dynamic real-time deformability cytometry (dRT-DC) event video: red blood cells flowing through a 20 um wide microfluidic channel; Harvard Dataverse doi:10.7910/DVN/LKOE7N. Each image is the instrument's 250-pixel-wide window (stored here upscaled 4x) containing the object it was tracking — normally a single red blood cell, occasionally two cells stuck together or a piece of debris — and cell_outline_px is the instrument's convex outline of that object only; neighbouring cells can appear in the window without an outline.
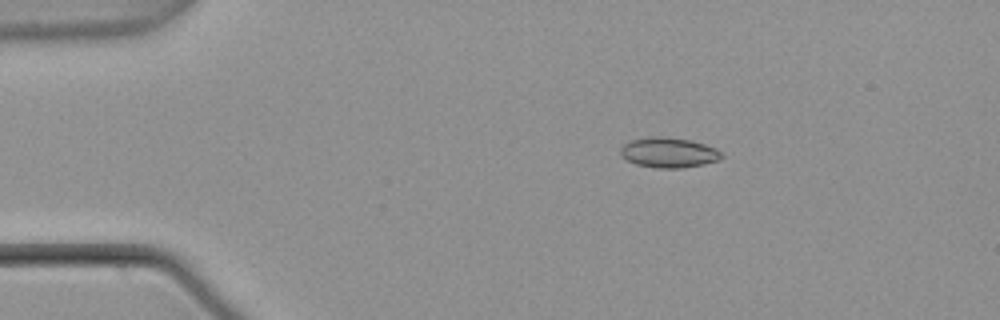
{"species": "common noctule bat (a hibernating species)", "species_latin": "Nyctalus noctula", "temperature_condition": "warm", "stored_images_in_passage": 45, "camera_frame_rate_fps": 3000, "um_per_image_px": 0.085, "animal": {"sex": "male", "body_mass_g": 21.5, "forearm_length_mm": 52.0}, "frame": {"image": 1, "passage_image": 1, "time_ms": 0.0, "image_size_px": [1000, 320], "cell_outline_px": [[724, 156], [720, 160], [704, 164], [684, 168], [656, 168], [636, 164], [628, 160], [620, 152], [620, 148], [624, 144], [632, 140], [652, 136], [660, 136], [692, 140], [716, 148], [724, 152]], "centroid_in_image_um": [56.91, 12.97], "position_along_channel_um": 28.1, "area_um2": 17.86}}
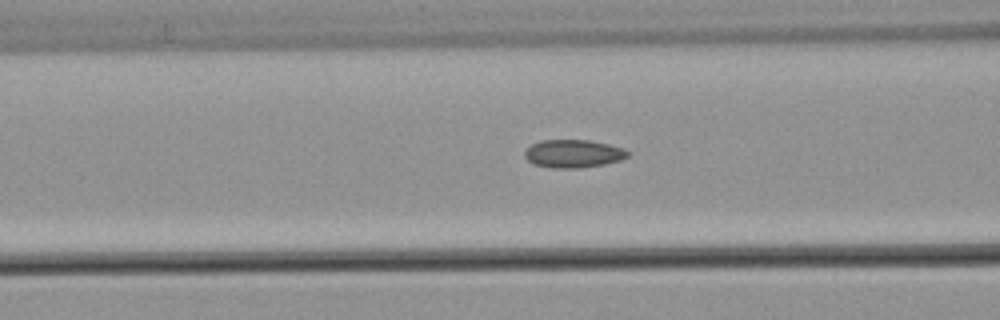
{"frame": {"image": 2, "passage_image": 13, "time_ms": 4.0, "image_size_px": [1000, 320], "cell_outline_px": [[628, 156], [620, 160], [604, 164], [580, 168], [552, 168], [532, 164], [524, 156], [524, 152], [532, 144], [540, 140], [588, 140], [608, 144], [624, 148], [628, 152]], "centroid_in_image_um": [48.71, 13.06], "position_along_channel_um": 117.9, "area_um2": 16.82}}
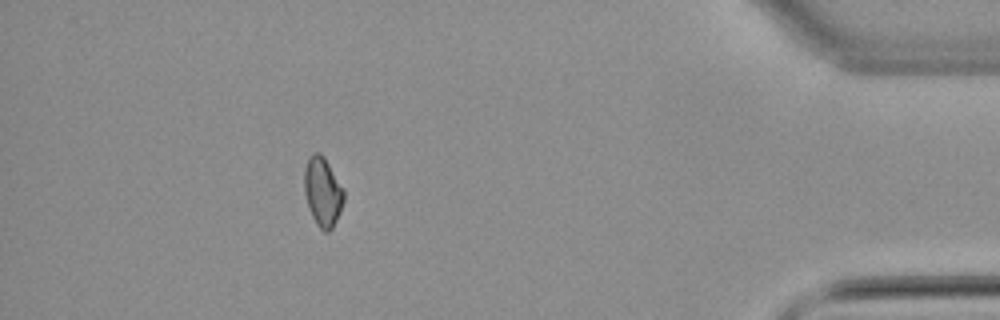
{"frame": {"image": 3, "passage_image": 40, "time_ms": 13.0, "image_size_px": [1000, 320], "cell_outline_px": [[344, 200], [340, 212], [332, 228], [328, 232], [324, 232], [316, 224], [308, 208], [304, 192], [304, 168], [308, 156], [312, 152], [320, 152], [324, 156], [344, 188]], "centroid_in_image_um": [27.42, 16.27], "position_along_channel_um": 407.8, "area_um2": 16.24}, "authors_computed_cell_mechanics": {"area_um2": 16.2996, "velocity_mm_per_s": 3.8031, "shape_relaxation_time_tau1_ms": null, "shape_relaxation_time_tau2_ms": 2.3776, "deformation_change_tau1": null, "deformation_change_tau2": 0.0691}}